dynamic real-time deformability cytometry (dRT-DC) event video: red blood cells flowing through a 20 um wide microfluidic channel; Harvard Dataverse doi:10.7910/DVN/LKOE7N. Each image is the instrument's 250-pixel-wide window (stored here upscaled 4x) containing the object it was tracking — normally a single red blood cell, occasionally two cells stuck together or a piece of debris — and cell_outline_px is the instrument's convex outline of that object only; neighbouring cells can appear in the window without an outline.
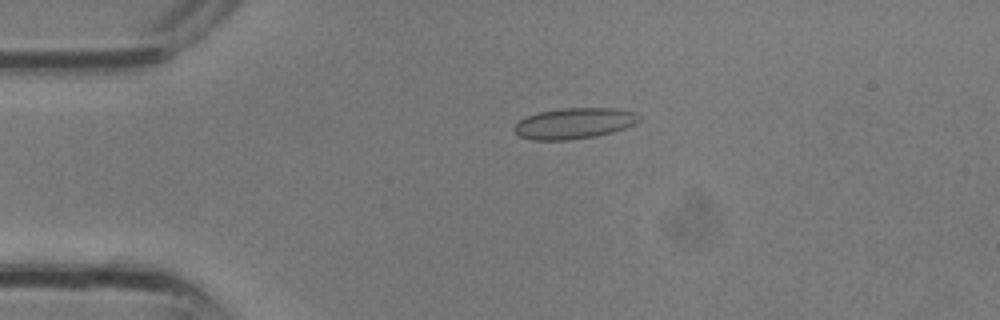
{"species": "common noctule bat (a hibernating species)", "species_latin": "Nyctalus noctula", "temperature_condition": "room temperature", "stored_images_in_passage": 3, "camera_frame_rate_fps": 3000, "um_per_image_px": 0.085, "animal": {"sex": "male", "body_mass_g": 13.3}, "frame": {"image": 1, "passage_image": 2, "time_ms": 0.333, "image_size_px": [1000, 320], "cell_outline_px": [[640, 120], [636, 124], [612, 132], [596, 136], [568, 140], [532, 140], [520, 136], [512, 128], [520, 120], [528, 116], [540, 112], [564, 108], [616, 108], [636, 112], [640, 116]], "centroid_in_image_um": [48.84, 10.48], "position_along_channel_um": 36.2, "area_um2": 22.43}}